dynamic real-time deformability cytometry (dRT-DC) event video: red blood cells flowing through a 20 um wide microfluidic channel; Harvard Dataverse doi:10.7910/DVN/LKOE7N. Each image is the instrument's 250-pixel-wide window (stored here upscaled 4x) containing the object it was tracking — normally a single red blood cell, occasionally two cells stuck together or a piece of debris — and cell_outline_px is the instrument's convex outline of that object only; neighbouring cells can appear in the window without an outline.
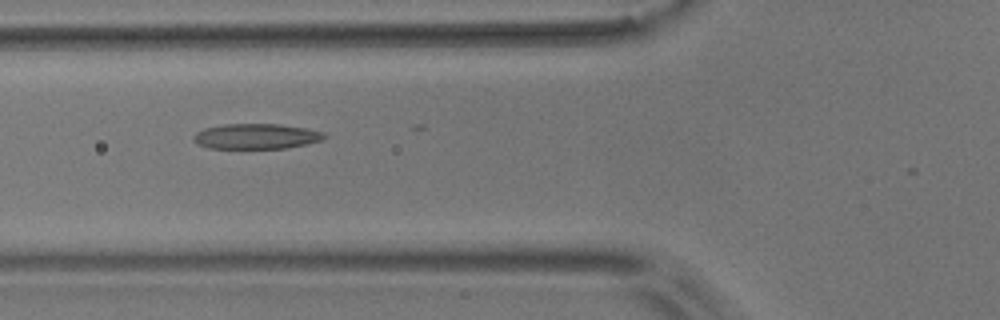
{"species": "common noctule bat (a hibernating species)", "species_latin": "Nyctalus noctula", "temperature_condition": "room temperature", "stored_images_in_passage": 21, "camera_frame_rate_fps": 3000, "um_per_image_px": 0.085, "animal": {"sex": "male", "body_mass_g": 17.9}, "frame": {"image": 1, "passage_image": 20, "time_ms": 6.333, "image_size_px": [1000, 320], "cell_outline_px": [[328, 136], [324, 140], [284, 148], [208, 148], [196, 144], [192, 140], [192, 136], [196, 132], [204, 128], [224, 124], [280, 124], [304, 128], [324, 132]], "centroid_in_image_um": [21.75, 11.58], "position_along_channel_um": 104.1, "area_um2": 19.36}}